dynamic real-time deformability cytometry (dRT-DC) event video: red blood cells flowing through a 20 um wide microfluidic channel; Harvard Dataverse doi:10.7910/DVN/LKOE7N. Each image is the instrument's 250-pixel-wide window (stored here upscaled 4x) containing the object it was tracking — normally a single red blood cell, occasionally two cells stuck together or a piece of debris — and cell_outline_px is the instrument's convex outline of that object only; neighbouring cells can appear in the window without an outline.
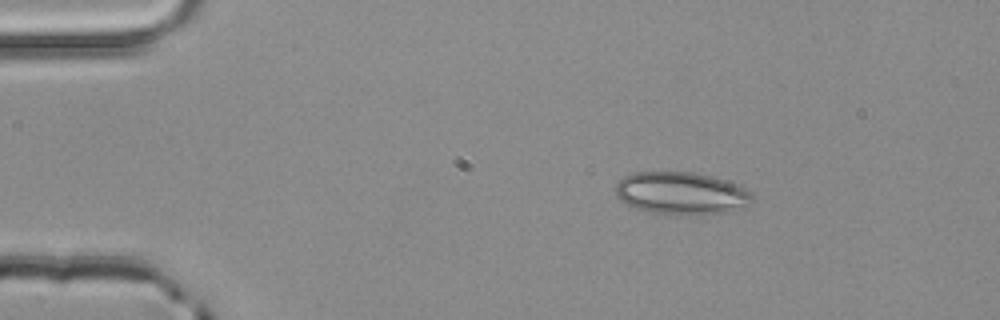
{"species": "common noctule bat (a hibernating species)", "species_latin": "Nyctalus noctula", "temperature_condition": "room temperature", "stored_images_in_passage": 3, "camera_frame_rate_fps": 3000, "um_per_image_px": 0.085, "animal": {"sex": "male", "body_mass_g": 20.4}, "frame": {"image": 1, "passage_image": 2, "time_ms": 0.333, "image_size_px": [1000, 320], "cell_outline_px": [[752, 204], [724, 212], [688, 216], [676, 216], [652, 212], [636, 208], [620, 200], [616, 196], [612, 188], [624, 176], [636, 172], [692, 172], [724, 180], [744, 188], [752, 192]], "centroid_in_image_um": [57.86, 16.44], "position_along_channel_um": 27.1, "area_um2": 33.99}}